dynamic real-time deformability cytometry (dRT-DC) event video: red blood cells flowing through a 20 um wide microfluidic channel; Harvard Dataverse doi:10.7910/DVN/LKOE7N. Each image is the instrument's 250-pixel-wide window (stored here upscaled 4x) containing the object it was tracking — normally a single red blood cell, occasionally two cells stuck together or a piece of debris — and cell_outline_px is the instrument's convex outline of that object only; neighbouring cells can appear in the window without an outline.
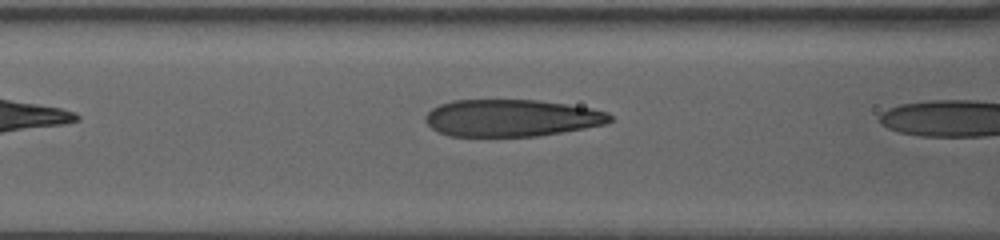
{"species": "human", "species_latin": "Homo sapiens", "temperature_condition": "warm", "stored_images_in_passage": 10, "camera_frame_rate_fps": 3000, "um_per_image_px": 0.085, "donor": {"sex": "female"}, "frame": {"image": 1, "passage_image": 9, "time_ms": 1.667, "image_size_px": [1000, 240], "cell_outline_px": [[612, 120], [604, 124], [584, 128], [536, 136], [452, 136], [440, 132], [432, 128], [424, 120], [424, 116], [432, 108], [440, 104], [452, 100], [540, 100], [568, 104], [592, 108], [608, 112], [612, 116]], "centroid_in_image_um": [43.48, 10.01], "position_along_channel_um": 123.1, "area_um2": 39.82}}